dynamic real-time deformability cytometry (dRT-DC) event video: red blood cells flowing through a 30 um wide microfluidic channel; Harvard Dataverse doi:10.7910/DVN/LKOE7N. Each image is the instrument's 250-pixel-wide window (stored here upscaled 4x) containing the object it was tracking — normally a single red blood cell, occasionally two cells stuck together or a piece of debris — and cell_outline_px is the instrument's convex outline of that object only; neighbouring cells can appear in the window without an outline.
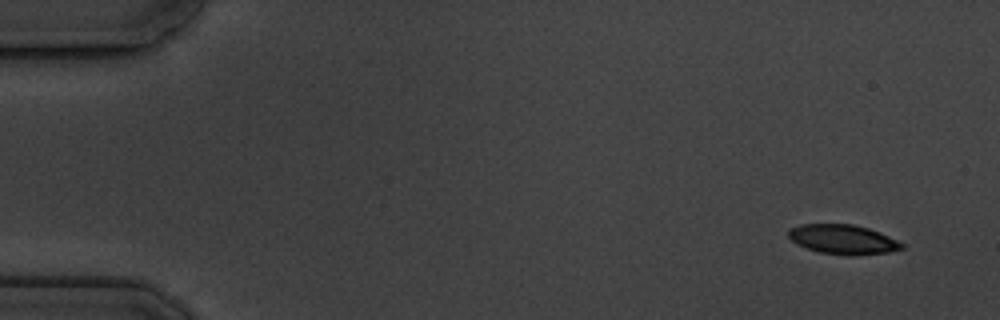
{"species": "common noctule bat (a hibernating species)", "species_latin": "Nyctalus noctula", "temperature_condition": "cold", "stored_images_in_passage": 5, "camera_frame_rate_fps": 3000, "um_per_image_px": 0.085, "animal": {"sex": "male", "body_mass_g": 19.5, "forearm_length_mm": 54.6}, "frame": {"image": 1, "passage_image": 1, "time_ms": 0.0, "image_size_px": [1000, 320], "cell_outline_px": [[904, 248], [888, 252], [848, 256], [820, 252], [796, 244], [788, 236], [788, 228], [800, 224], [852, 224], [868, 228], [880, 232], [904, 244]], "centroid_in_image_um": [71.63, 20.34], "position_along_channel_um": 13.4, "area_um2": 19.48}}
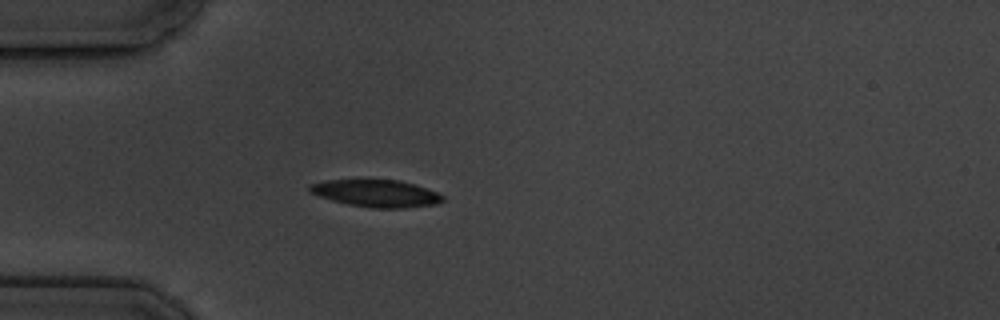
{"frame": {"image": 2, "passage_image": 5, "time_ms": 4.333, "image_size_px": [1000, 320], "cell_outline_px": [[444, 200], [436, 204], [404, 208], [372, 208], [348, 204], [332, 200], [308, 192], [308, 184], [328, 180], [400, 180], [436, 192], [444, 196]], "centroid_in_image_um": [31.95, 16.44], "position_along_channel_um": 53.1, "area_um2": 20.92}}